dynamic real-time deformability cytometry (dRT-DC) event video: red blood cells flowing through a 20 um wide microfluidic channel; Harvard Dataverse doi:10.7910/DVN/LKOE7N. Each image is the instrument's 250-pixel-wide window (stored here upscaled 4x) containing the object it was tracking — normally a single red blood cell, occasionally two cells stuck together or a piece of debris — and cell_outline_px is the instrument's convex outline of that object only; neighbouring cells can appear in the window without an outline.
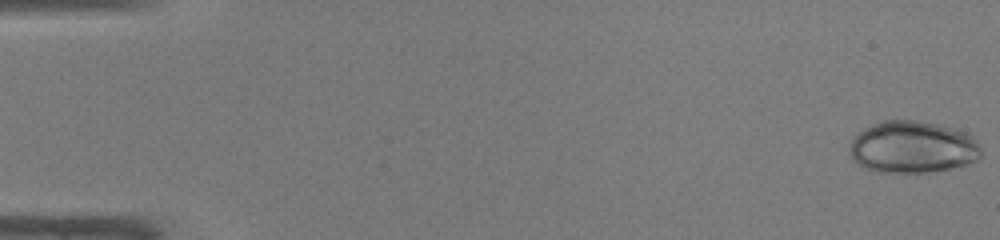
{"species": "common noctule bat (a hibernating species)", "species_latin": "Nyctalus noctula", "temperature_condition": "warm", "stored_images_in_passage": 47, "camera_frame_rate_fps": 3000, "um_per_image_px": 0.085, "animal": {"sex": "male", "body_mass_g": 19.0, "forearm_length_mm": 50.8}, "frame": {"image": 1, "passage_image": 1, "time_ms": 0.0, "image_size_px": [1000, 240], "cell_outline_px": [[980, 160], [948, 168], [928, 172], [880, 172], [868, 168], [852, 160], [848, 148], [852, 140], [864, 128], [872, 124], [884, 120], [916, 120], [956, 128], [972, 136], [980, 144]], "centroid_in_image_um": [77.58, 12.49], "position_along_channel_um": 7.4, "area_um2": 39.71}}
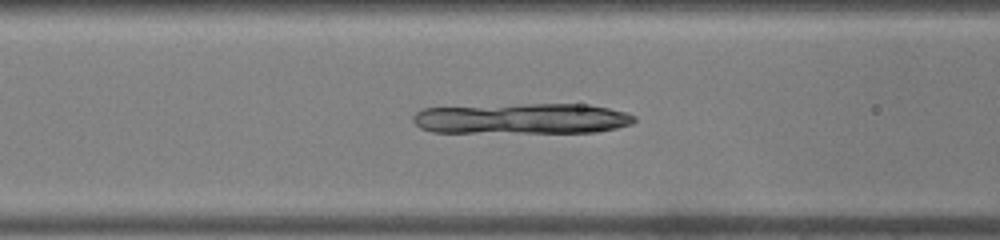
{"frame": {"image": 2, "passage_image": 20, "time_ms": 6.333, "image_size_px": [1000, 240], "cell_outline_px": [[636, 120], [632, 124], [616, 128], [596, 132], [432, 132], [420, 128], [412, 120], [412, 116], [416, 112], [424, 108], [524, 104], [588, 104], [628, 112], [636, 116]], "centroid_in_image_um": [44.41, 10.08], "position_along_channel_um": 122.2, "area_um2": 39.59}}
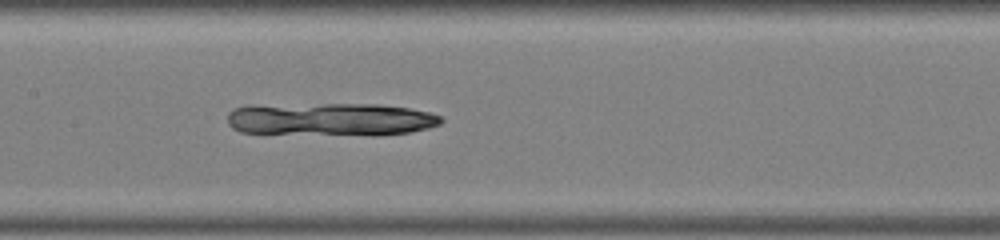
{"frame": {"image": 3, "passage_image": 24, "time_ms": 7.667, "image_size_px": [1000, 240], "cell_outline_px": [[444, 120], [440, 124], [428, 128], [412, 132], [240, 132], [232, 128], [228, 124], [228, 112], [232, 108], [248, 104], [380, 104], [408, 108], [428, 112], [440, 116]], "centroid_in_image_um": [28.01, 10.06], "position_along_channel_um": 179.4, "area_um2": 39.42}}